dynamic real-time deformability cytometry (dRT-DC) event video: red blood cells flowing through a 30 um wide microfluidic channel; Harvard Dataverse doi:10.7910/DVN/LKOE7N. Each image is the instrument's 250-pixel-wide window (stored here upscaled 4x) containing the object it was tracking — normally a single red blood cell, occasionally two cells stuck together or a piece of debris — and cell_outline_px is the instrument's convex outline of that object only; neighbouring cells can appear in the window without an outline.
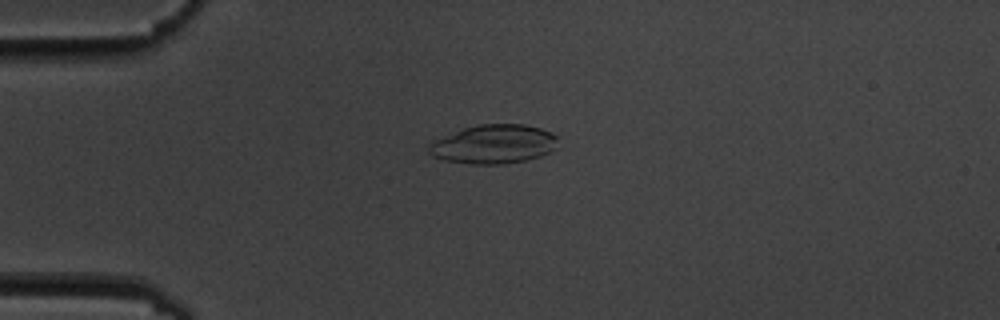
{"species": "common noctule bat (a hibernating species)", "species_latin": "Nyctalus noctula", "temperature_condition": "cold", "stored_images_in_passage": 6, "camera_frame_rate_fps": 3000, "um_per_image_px": 0.085, "animal": {"sex": "male", "body_mass_g": 19.5, "forearm_length_mm": 54.6}, "frame": {"image": 1, "passage_image": 5, "time_ms": 4.333, "image_size_px": [1000, 320], "cell_outline_px": [[560, 148], [552, 152], [540, 156], [524, 160], [500, 164], [472, 164], [444, 160], [432, 156], [428, 152], [428, 148], [432, 140], [464, 128], [476, 124], [524, 124], [540, 128], [556, 136]], "centroid_in_image_um": [41.98, 12.25], "position_along_channel_um": 43.0, "area_um2": 29.48}}